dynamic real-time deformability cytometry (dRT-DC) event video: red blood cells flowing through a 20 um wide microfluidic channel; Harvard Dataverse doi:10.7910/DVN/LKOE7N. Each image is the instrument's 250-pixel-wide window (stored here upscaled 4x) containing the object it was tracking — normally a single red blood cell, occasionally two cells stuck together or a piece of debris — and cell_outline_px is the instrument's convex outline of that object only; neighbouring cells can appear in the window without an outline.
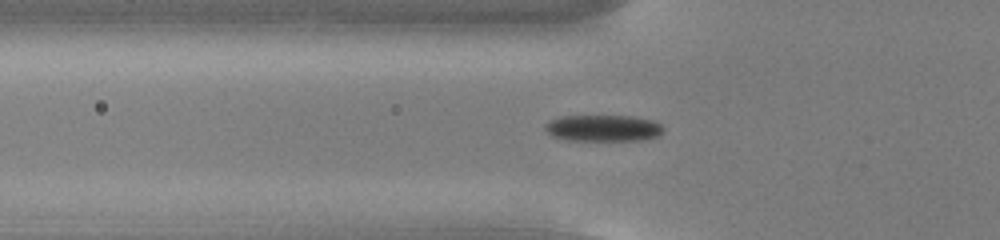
{"species": "common noctule bat (a hibernating species)", "species_latin": "Nyctalus noctula", "temperature_condition": "cold", "stored_images_in_passage": 47, "camera_frame_rate_fps": 3000, "um_per_image_px": 0.085, "animal": {"sex": "male", "body_mass_g": 13.0, "forearm_length_mm": 53.1}, "frame": {"image": 1, "passage_image": 11, "time_ms": 3.333, "image_size_px": [1000, 240], "cell_outline_px": [[664, 128], [656, 136], [640, 140], [568, 140], [552, 136], [544, 128], [544, 124], [552, 120], [564, 116], [632, 116], [652, 120], [660, 124]], "centroid_in_image_um": [51.25, 10.89], "position_along_channel_um": 74.6, "area_um2": 17.98}}
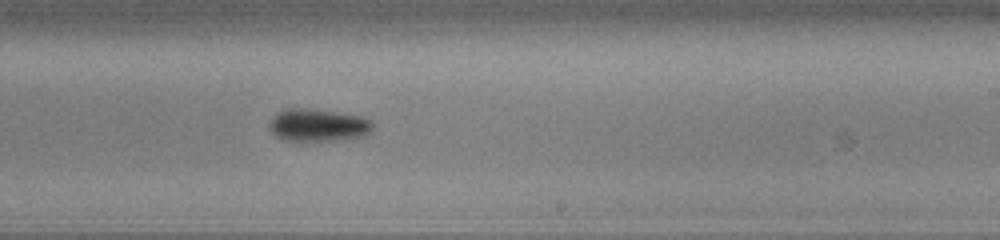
{"frame": {"image": 2, "passage_image": 26, "time_ms": 8.333, "image_size_px": [1000, 240], "cell_outline_px": [[372, 132], [364, 136], [336, 140], [284, 140], [276, 136], [268, 128], [268, 124], [276, 112], [284, 108], [304, 108], [336, 112], [360, 116], [372, 120]], "centroid_in_image_um": [27.01, 10.63], "position_along_channel_um": 262.0, "area_um2": 19.65}}
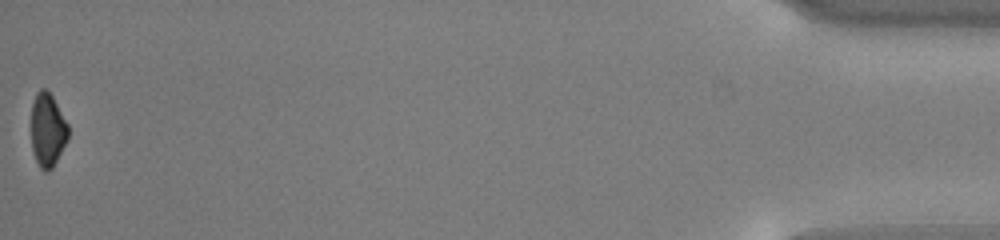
{"frame": {"image": 3, "passage_image": 47, "time_ms": 15.333, "image_size_px": [1000, 240], "cell_outline_px": [[68, 140], [52, 168], [48, 172], [44, 172], [40, 168], [36, 160], [32, 148], [32, 104], [36, 92], [40, 88], [44, 88], [52, 96], [68, 124]], "centroid_in_image_um": [4.05, 11.06], "position_along_channel_um": 431.2, "area_um2": 15.78}, "authors_computed_cell_mechanics": {"area_um2": 17.9758, "velocity_mm_per_s": 3.7556, "shape_relaxation_time_tau1_ms": 3.3401, "shape_relaxation_time_tau2_ms": null, "deformation_change_tau1": 0.0908, "deformation_change_tau2": null}}